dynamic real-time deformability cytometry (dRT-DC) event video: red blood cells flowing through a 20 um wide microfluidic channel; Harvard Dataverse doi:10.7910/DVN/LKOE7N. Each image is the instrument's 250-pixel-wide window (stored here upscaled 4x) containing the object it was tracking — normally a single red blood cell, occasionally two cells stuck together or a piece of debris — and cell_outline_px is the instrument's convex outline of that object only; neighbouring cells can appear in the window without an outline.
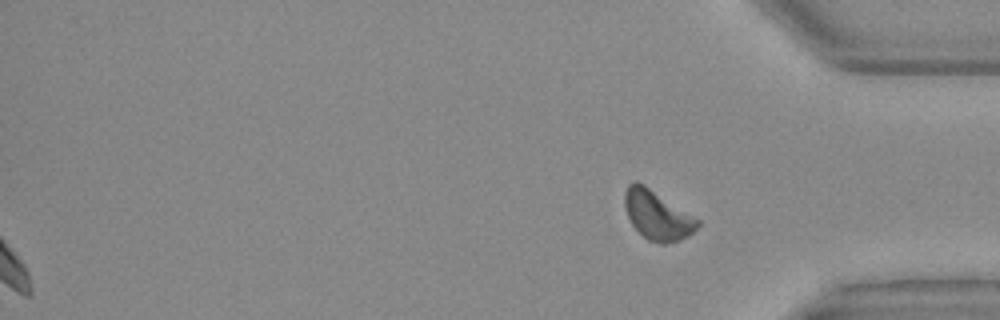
{"species": "Egyptian fruit bat (a non-hibernating species)", "species_latin": "Rousettus aegyptiacus", "temperature_condition": "warm", "stored_images_in_passage": 42, "segment_of_instrument_passage": [2, 2], "camera_frame_rate_fps": 3000, "um_per_image_px": 0.085, "animal": {"sex": "female"}, "frame": {"image": 1, "passage_image": 42, "time_ms": 13.667, "image_size_px": [1000, 320], "cell_outline_px": [[700, 224], [688, 236], [680, 240], [664, 244], [660, 244], [648, 240], [632, 224], [624, 208], [624, 192], [628, 184], [632, 180], [636, 180], [644, 184], [700, 220]], "centroid_in_image_um": [55.84, 18.27], "position_along_channel_um": 379.4, "area_um2": 20.87}}